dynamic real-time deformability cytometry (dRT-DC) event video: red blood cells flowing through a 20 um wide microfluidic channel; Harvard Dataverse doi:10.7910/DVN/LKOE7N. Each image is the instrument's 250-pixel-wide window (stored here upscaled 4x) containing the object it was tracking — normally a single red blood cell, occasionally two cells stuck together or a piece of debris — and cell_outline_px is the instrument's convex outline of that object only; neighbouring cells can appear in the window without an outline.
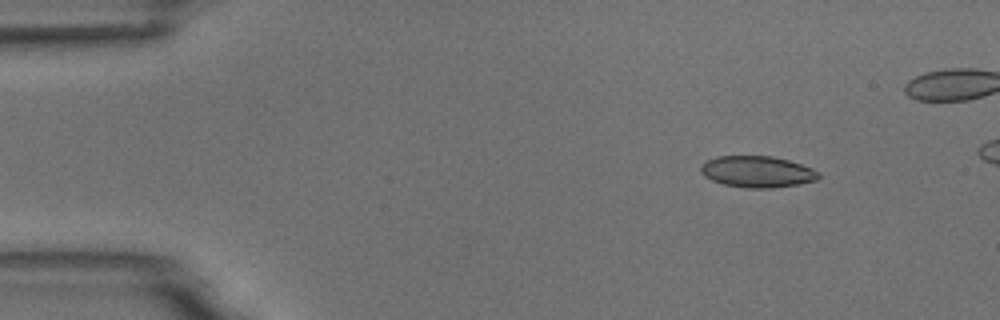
{"species": "common noctule bat (a hibernating species)", "species_latin": "Nyctalus noctula", "temperature_condition": "room temperature", "stored_images_in_passage": 4, "camera_frame_rate_fps": 3000, "um_per_image_px": 0.085, "animal": {"sex": "male", "body_mass_g": 18.8}, "frame": {"image": 1, "passage_image": 1, "time_ms": 0.0, "image_size_px": [1000, 320], "cell_outline_px": [[820, 176], [816, 180], [796, 184], [772, 188], [748, 188], [724, 184], [712, 180], [704, 176], [700, 172], [700, 164], [716, 156], [772, 156], [788, 160], [812, 168], [820, 172]], "centroid_in_image_um": [64.34, 14.59], "position_along_channel_um": 20.7, "area_um2": 21.5}}